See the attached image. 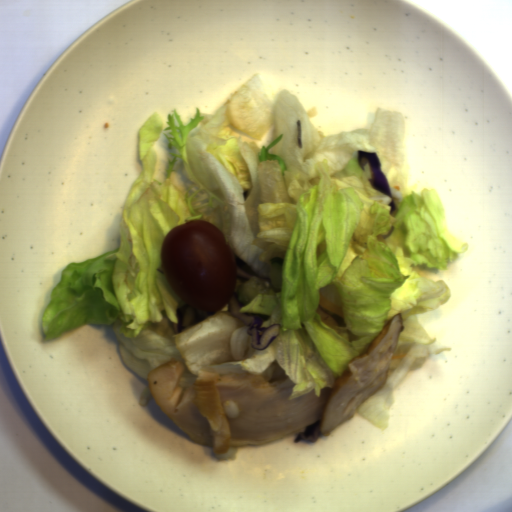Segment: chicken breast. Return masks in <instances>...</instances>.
<instances>
[{
  "mask_svg": "<svg viewBox=\"0 0 512 512\" xmlns=\"http://www.w3.org/2000/svg\"><path fill=\"white\" fill-rule=\"evenodd\" d=\"M403 329L400 313L320 396L314 388L289 400L297 386L290 378L268 383L248 372L219 376L200 370L194 384L183 389L179 381L186 366L176 358L148 372L147 382L156 405L194 443L213 447L215 455L305 432L320 417V431L328 436L387 382Z\"/></svg>",
  "mask_w": 512,
  "mask_h": 512,
  "instance_id": "1",
  "label": "chicken breast"
},
{
  "mask_svg": "<svg viewBox=\"0 0 512 512\" xmlns=\"http://www.w3.org/2000/svg\"><path fill=\"white\" fill-rule=\"evenodd\" d=\"M316 313L320 316V319L323 323L328 325L329 327H339V323L337 320L330 315L328 312L320 308L319 306L316 308Z\"/></svg>",
  "mask_w": 512,
  "mask_h": 512,
  "instance_id": "2",
  "label": "chicken breast"
}]
</instances>
